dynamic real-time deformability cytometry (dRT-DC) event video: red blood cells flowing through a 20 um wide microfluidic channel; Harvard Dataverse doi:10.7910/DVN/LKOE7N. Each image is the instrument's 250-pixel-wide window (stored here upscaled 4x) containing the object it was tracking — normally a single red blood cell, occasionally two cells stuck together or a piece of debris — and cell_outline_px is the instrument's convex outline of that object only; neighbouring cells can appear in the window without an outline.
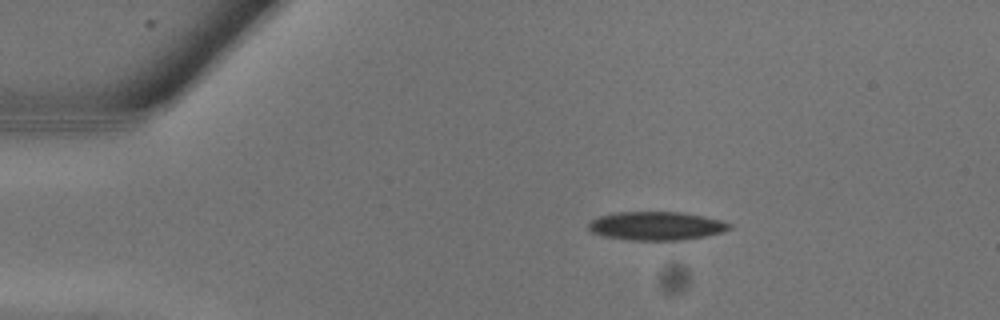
{"species": "common noctule bat (a hibernating species)", "species_latin": "Nyctalus noctula", "temperature_condition": "warm", "stored_images_in_passage": 9, "camera_frame_rate_fps": 3000, "um_per_image_px": 0.085, "animal": {"sex": "male", "body_mass_g": 13.3}, "frame": {"image": 1, "passage_image": 1, "time_ms": 0.0, "image_size_px": [1000, 320], "cell_outline_px": [[732, 228], [724, 232], [684, 240], [624, 240], [604, 236], [588, 232], [588, 220], [600, 216], [616, 212], [684, 212], [704, 216], [720, 220], [732, 224]], "centroid_in_image_um": [55.76, 19.2], "position_along_channel_um": 29.2, "area_um2": 23.81}}
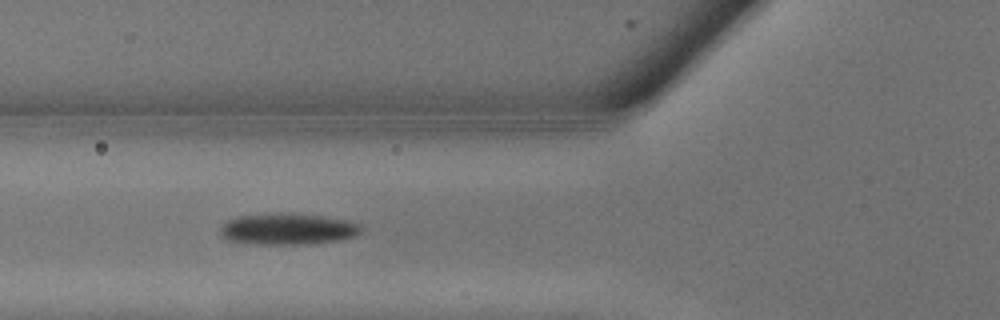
{"frame": {"image": 2, "passage_image": 6, "time_ms": 1.667, "image_size_px": [1000, 320], "cell_outline_px": [[364, 228], [356, 236], [340, 240], [308, 244], [244, 244], [228, 240], [220, 236], [220, 228], [228, 220], [236, 216], [324, 216], [348, 220], [360, 224]], "centroid_in_image_um": [24.49, 19.53], "position_along_channel_um": 101.3, "area_um2": 24.97}}
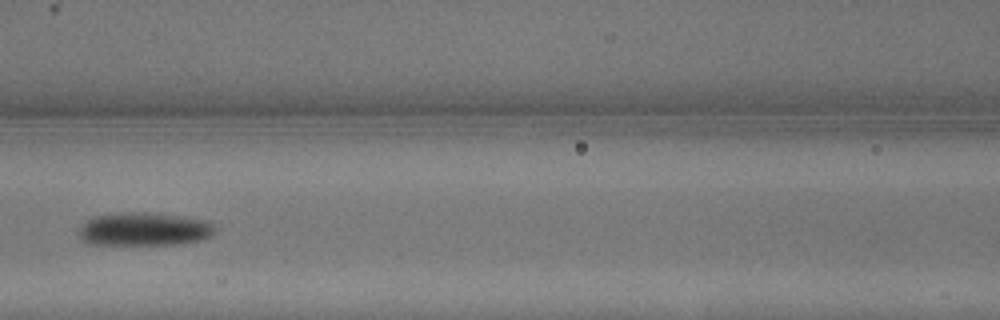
{"frame": {"image": 3, "passage_image": 8, "time_ms": 2.333, "image_size_px": [1000, 320], "cell_outline_px": [[220, 228], [212, 236], [204, 240], [180, 244], [84, 244], [76, 236], [76, 232], [80, 224], [84, 220], [92, 216], [120, 212], [144, 212], [184, 216], [212, 220]], "centroid_in_image_um": [12.27, 19.47], "position_along_channel_um": 154.3, "area_um2": 27.69}}